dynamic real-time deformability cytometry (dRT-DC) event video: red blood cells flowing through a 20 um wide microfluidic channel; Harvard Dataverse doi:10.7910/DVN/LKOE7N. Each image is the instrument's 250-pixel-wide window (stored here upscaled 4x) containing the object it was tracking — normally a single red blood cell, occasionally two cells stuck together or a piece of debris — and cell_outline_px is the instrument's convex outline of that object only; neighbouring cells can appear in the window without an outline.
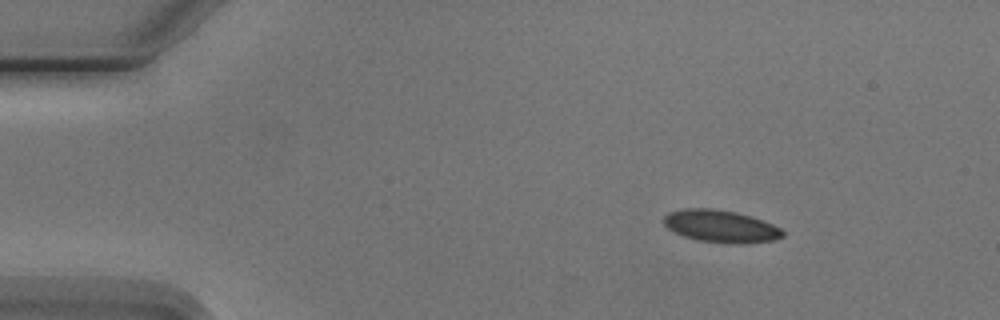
{"species": "Egyptian fruit bat (a non-hibernating species)", "species_latin": "Rousettus aegyptiacus", "temperature_condition": "cold", "stored_images_in_passage": 5, "camera_frame_rate_fps": 3000, "um_per_image_px": 0.085, "animal": {"sex": "male"}, "frame": {"image": 1, "passage_image": 2, "time_ms": 1.333, "image_size_px": [1000, 320], "cell_outline_px": [[784, 236], [776, 240], [744, 244], [728, 244], [700, 240], [684, 236], [668, 228], [664, 224], [664, 216], [668, 212], [684, 208], [712, 208], [736, 212], [752, 216], [772, 224], [780, 228], [784, 232]], "centroid_in_image_um": [61.3, 19.23], "position_along_channel_um": 23.7, "area_um2": 22.54}}